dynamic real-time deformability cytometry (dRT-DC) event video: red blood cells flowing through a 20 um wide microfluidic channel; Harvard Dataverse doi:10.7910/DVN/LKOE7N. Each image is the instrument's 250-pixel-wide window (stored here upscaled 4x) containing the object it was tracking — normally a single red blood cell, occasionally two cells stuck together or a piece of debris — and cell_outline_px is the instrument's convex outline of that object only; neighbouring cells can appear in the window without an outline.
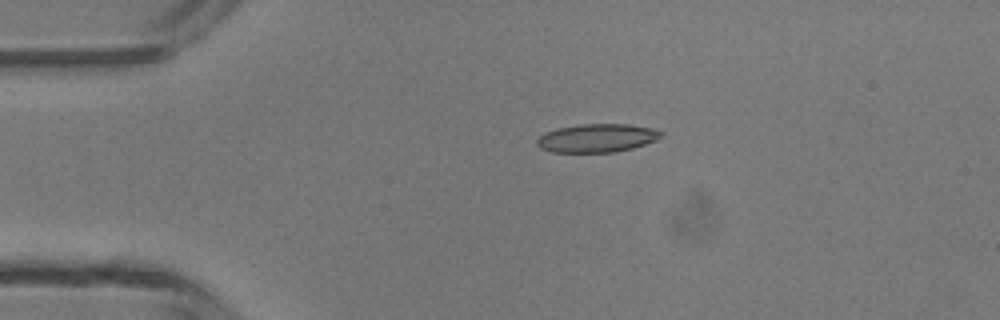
{"species": "common noctule bat (a hibernating species)", "species_latin": "Nyctalus noctula", "temperature_condition": "room temperature", "stored_images_in_passage": 4, "camera_frame_rate_fps": 3000, "um_per_image_px": 0.085, "animal": {"sex": "male", "body_mass_g": 13.3}, "frame": {"image": 1, "passage_image": 3, "time_ms": 3.0, "image_size_px": [1000, 320], "cell_outline_px": [[664, 136], [656, 140], [632, 148], [616, 152], [552, 152], [540, 148], [536, 144], [536, 140], [544, 132], [556, 128], [580, 124], [628, 124], [652, 128], [664, 132]], "centroid_in_image_um": [50.74, 11.73], "position_along_channel_um": 34.3, "area_um2": 20.69}}